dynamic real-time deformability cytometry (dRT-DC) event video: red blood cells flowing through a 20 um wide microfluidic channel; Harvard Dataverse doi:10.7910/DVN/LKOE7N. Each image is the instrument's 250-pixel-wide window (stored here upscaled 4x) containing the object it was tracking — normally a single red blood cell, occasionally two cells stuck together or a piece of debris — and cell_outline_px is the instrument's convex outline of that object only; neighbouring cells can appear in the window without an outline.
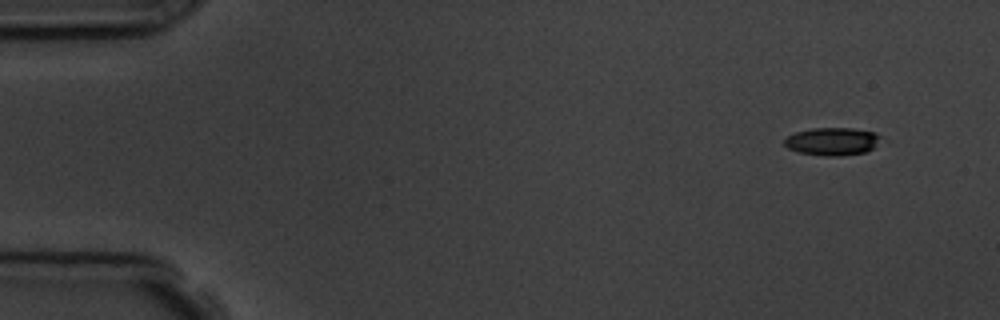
{"species": "common noctule bat (a hibernating species)", "species_latin": "Nyctalus noctula", "temperature_condition": "room temperature", "stored_images_in_passage": 8, "camera_frame_rate_fps": 3000, "um_per_image_px": 0.085, "animal": {"sex": "male", "body_mass_g": 19.5, "forearm_length_mm": 54.6}, "frame": {"image": 1, "passage_image": 1, "time_ms": 0.0, "image_size_px": [1000, 320], "cell_outline_px": [[880, 136], [872, 148], [868, 152], [840, 156], [824, 156], [800, 152], [788, 148], [784, 144], [784, 140], [788, 136], [796, 132], [812, 128], [852, 128], [876, 132]], "centroid_in_image_um": [70.73, 12.02], "position_along_channel_um": 14.3, "area_um2": 15.49}}
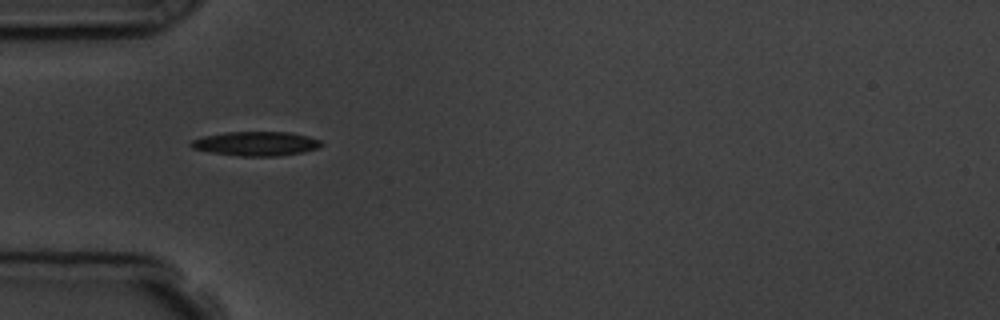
{"frame": {"image": 2, "passage_image": 4, "time_ms": 4.333, "image_size_px": [1000, 320], "cell_outline_px": [[324, 144], [316, 148], [304, 152], [276, 156], [240, 156], [212, 152], [192, 148], [188, 144], [192, 140], [204, 136], [228, 132], [288, 132], [308, 136], [320, 140]], "centroid_in_image_um": [21.77, 12.21], "position_along_channel_um": 63.2, "area_um2": 18.26}}